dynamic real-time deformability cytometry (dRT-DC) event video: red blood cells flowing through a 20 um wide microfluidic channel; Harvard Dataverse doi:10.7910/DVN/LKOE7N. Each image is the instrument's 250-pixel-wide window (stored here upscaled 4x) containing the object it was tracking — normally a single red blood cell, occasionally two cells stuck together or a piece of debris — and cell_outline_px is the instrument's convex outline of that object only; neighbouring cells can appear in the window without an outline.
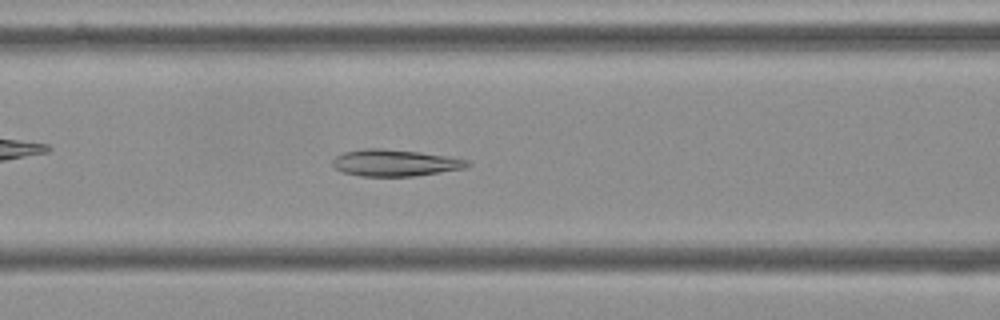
{"species": "Egyptian fruit bat (a non-hibernating species)", "species_latin": "Rousettus aegyptiacus", "temperature_condition": "cold", "stored_images_in_passage": 55, "camera_frame_rate_fps": 3000, "um_per_image_px": 0.085, "frame": {"image": 1, "passage_image": 22, "time_ms": 7.0, "image_size_px": [1000, 320], "cell_outline_px": [[472, 164], [464, 168], [416, 176], [360, 176], [344, 172], [336, 168], [332, 164], [332, 160], [336, 156], [344, 152], [364, 148], [380, 148], [420, 152], [448, 156], [468, 160]], "centroid_in_image_um": [33.58, 13.84], "position_along_channel_um": 133.0, "area_um2": 20.92}}
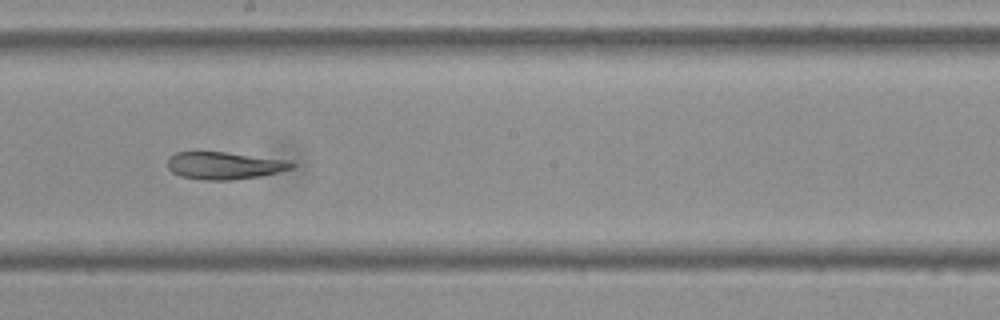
{"frame": {"image": 2, "passage_image": 30, "time_ms": 9.667, "image_size_px": [1000, 320], "cell_outline_px": [[296, 164], [292, 168], [280, 172], [260, 176], [232, 180], [204, 180], [180, 176], [172, 172], [168, 168], [168, 156], [176, 152], [224, 152], [292, 160]], "centroid_in_image_um": [19.1, 14.07], "position_along_channel_um": 229.1, "area_um2": 20.0}}
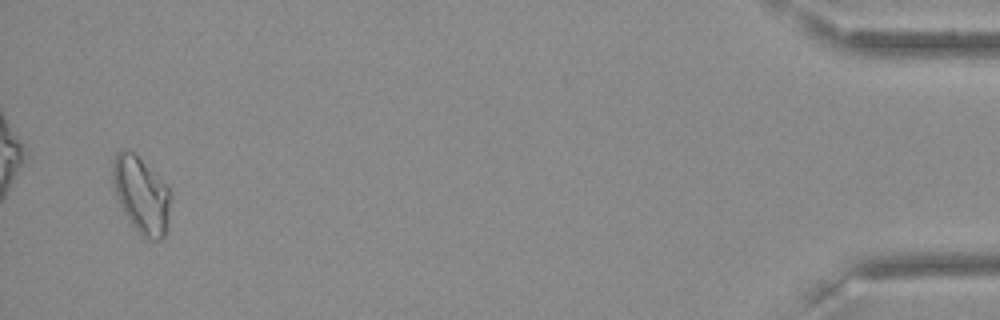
{"frame": {"image": 3, "passage_image": 53, "time_ms": 17.333, "image_size_px": [1000, 320], "cell_outline_px": [[172, 196], [168, 228], [164, 236], [160, 240], [148, 240], [140, 236], [128, 220], [120, 204], [112, 184], [112, 160], [116, 152], [120, 148], [124, 148], [132, 152], [168, 184]], "centroid_in_image_um": [12.03, 16.58], "position_along_channel_um": 423.2, "area_um2": 26.53}, "authors_computed_cell_mechanics": {"area_um2": 22.0218, "velocity_mm_per_s": 3.6114, "shape_relaxation_time_tau1_ms": null, "shape_relaxation_time_tau2_ms": 4.6173, "deformation_change_tau1": null, "deformation_change_tau2": 0.0924}}